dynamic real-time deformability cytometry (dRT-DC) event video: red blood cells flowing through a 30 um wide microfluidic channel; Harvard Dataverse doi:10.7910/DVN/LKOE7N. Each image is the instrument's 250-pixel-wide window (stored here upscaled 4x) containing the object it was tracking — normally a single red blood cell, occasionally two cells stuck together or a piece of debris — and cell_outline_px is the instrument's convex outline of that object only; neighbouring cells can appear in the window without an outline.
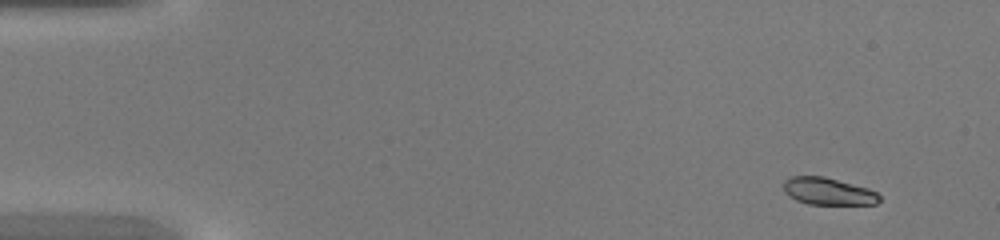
{"species": "common noctule bat (a hibernating species)", "species_latin": "Nyctalus noctula", "temperature_condition": "warm", "stored_images_in_passage": 44, "camera_frame_rate_fps": 3000, "um_per_image_px": 0.085, "animal": {"sex": "female", "body_mass_g": 20.0, "forearm_length_mm": 54.0}, "frame": {"image": 1, "passage_image": 3, "time_ms": 0.667, "image_size_px": [1000, 240], "cell_outline_px": [[880, 200], [876, 204], [808, 204], [796, 200], [788, 196], [784, 192], [784, 180], [788, 176], [824, 176], [868, 188], [876, 192], [880, 196]], "centroid_in_image_um": [70.36, 16.25], "position_along_channel_um": 14.6, "area_um2": 15.26}}
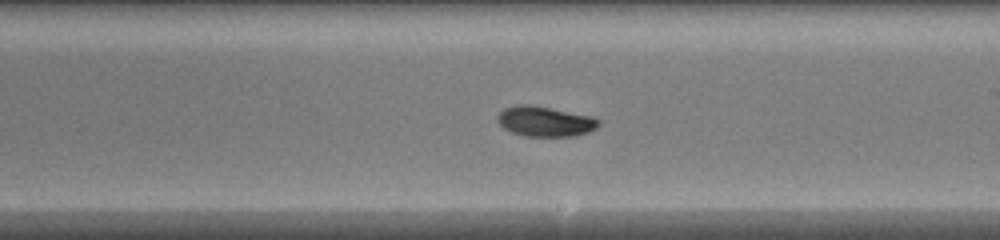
{"frame": {"image": 2, "passage_image": 26, "time_ms": 8.333, "image_size_px": [1000, 240], "cell_outline_px": [[600, 124], [596, 128], [588, 132], [572, 136], [524, 136], [512, 132], [504, 128], [496, 120], [496, 116], [504, 108], [520, 104], [528, 104], [592, 116], [600, 120]], "centroid_in_image_um": [46.31, 10.32], "position_along_channel_um": 242.7, "area_um2": 17.69}}
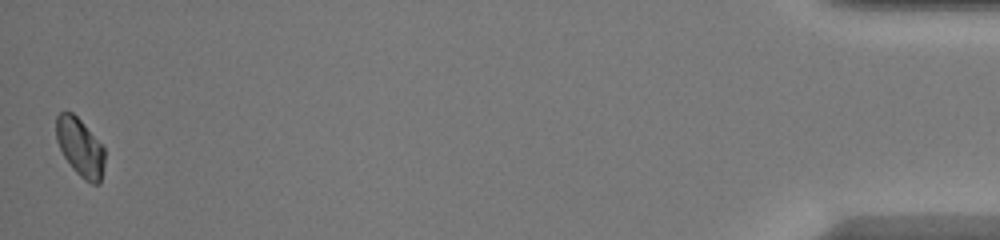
{"frame": {"image": 3, "passage_image": 44, "time_ms": 14.333, "image_size_px": [1000, 240], "cell_outline_px": [[104, 164], [100, 184], [92, 184], [84, 180], [72, 168], [64, 156], [56, 140], [56, 116], [60, 112], [72, 112], [80, 120], [104, 148]], "centroid_in_image_um": [6.8, 12.54], "position_along_channel_um": 428.4, "area_um2": 16.24}}